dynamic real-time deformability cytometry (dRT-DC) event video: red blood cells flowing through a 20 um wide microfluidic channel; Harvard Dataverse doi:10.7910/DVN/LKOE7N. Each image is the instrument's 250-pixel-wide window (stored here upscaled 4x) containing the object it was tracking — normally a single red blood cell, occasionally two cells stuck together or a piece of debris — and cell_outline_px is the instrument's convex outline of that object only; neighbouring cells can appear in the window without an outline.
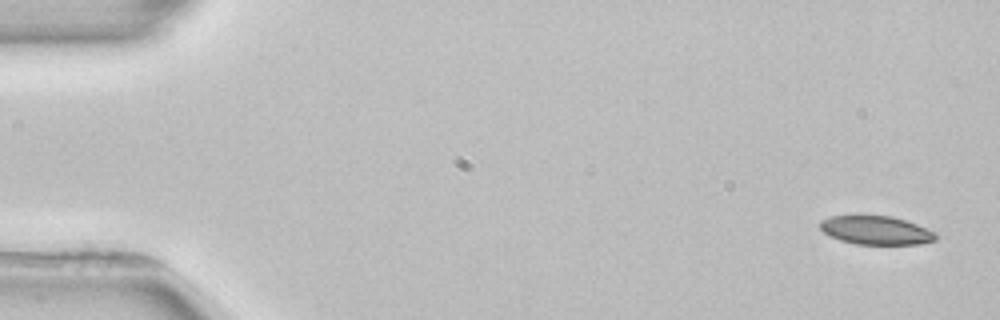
{"species": "common noctule bat (a hibernating species)", "species_latin": "Nyctalus noctula", "temperature_condition": "room temperature", "stored_images_in_passage": 7, "camera_frame_rate_fps": 3000, "um_per_image_px": 0.085, "animal": {"sex": "female", "body_mass_g": 22.7, "forearm_length_mm": 54.2}, "frame": {"image": 1, "passage_image": 1, "time_ms": 0.0, "image_size_px": [1000, 320], "cell_outline_px": [[936, 240], [920, 244], [856, 244], [840, 240], [824, 232], [820, 228], [820, 220], [832, 216], [892, 216], [916, 224], [936, 232]], "centroid_in_image_um": [74.48, 19.58], "position_along_channel_um": 10.5, "area_um2": 19.07}}
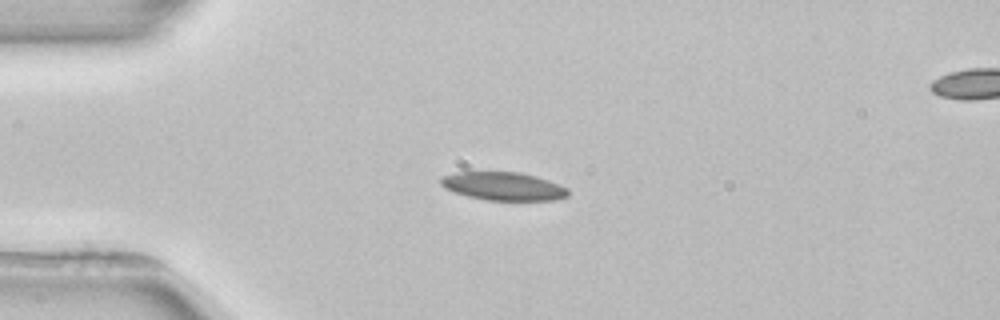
{"frame": {"image": 2, "passage_image": 4, "time_ms": 3.667, "image_size_px": [1000, 320], "cell_outline_px": [[568, 196], [552, 200], [488, 200], [468, 196], [444, 188], [440, 184], [440, 176], [456, 172], [520, 172], [536, 176], [560, 184], [568, 188]], "centroid_in_image_um": [42.78, 15.82], "position_along_channel_um": 42.2, "area_um2": 20.92}}